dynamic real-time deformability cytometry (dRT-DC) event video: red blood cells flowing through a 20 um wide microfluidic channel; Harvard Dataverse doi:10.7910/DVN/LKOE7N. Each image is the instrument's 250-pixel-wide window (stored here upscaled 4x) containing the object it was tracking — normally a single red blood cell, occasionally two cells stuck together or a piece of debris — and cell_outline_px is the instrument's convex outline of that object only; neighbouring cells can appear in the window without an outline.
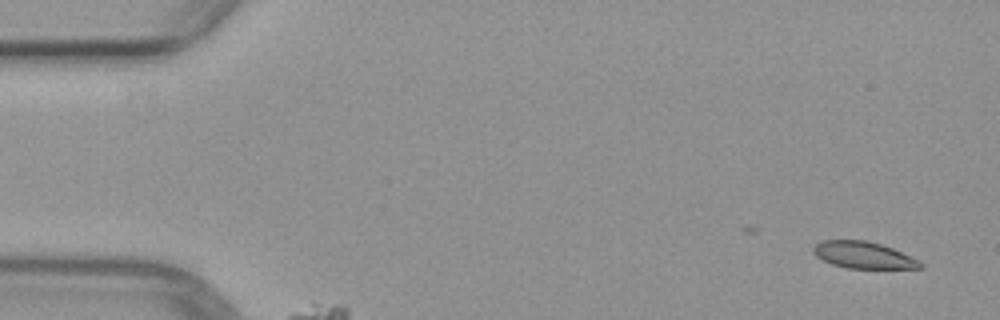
{"species": "common noctule bat (a hibernating species)", "species_latin": "Nyctalus noctula", "temperature_condition": "warm", "stored_images_in_passage": 2, "camera_frame_rate_fps": 3000, "um_per_image_px": 0.085, "animal": {"sex": "female", "body_mass_g": 29.2, "forearm_length_mm": 56.3}, "frame": {"image": 1, "passage_image": 2, "time_ms": 1.0, "image_size_px": [1000, 320], "cell_outline_px": [[924, 268], [848, 268], [832, 264], [816, 256], [812, 252], [812, 248], [820, 240], [868, 240], [892, 248], [920, 260], [924, 264]], "centroid_in_image_um": [73.4, 21.67], "position_along_channel_um": 11.6, "area_um2": 16.7}}